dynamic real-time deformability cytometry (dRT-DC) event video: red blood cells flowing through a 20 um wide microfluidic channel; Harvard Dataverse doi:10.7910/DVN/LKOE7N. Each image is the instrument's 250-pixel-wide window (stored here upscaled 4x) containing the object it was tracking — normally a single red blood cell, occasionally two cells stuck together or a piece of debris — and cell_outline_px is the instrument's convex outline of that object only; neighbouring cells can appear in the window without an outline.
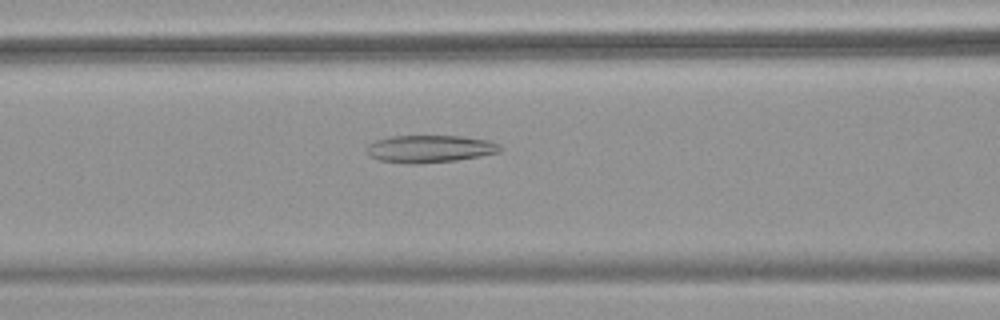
{"species": "common noctule bat (a hibernating species)", "species_latin": "Nyctalus noctula", "temperature_condition": "warm", "stored_images_in_passage": 53, "camera_frame_rate_fps": 3000, "um_per_image_px": 0.085, "animal": {"sex": "female", "body_mass_g": 18.4}, "frame": {"image": 1, "passage_image": 22, "time_ms": 7.0, "image_size_px": [1000, 320], "cell_outline_px": [[504, 148], [500, 152], [480, 156], [456, 160], [416, 164], [412, 164], [380, 160], [368, 156], [364, 148], [368, 144], [376, 140], [392, 136], [464, 136], [492, 140], [500, 144]], "centroid_in_image_um": [36.56, 12.64], "position_along_channel_um": 130.0, "area_um2": 21.62}}
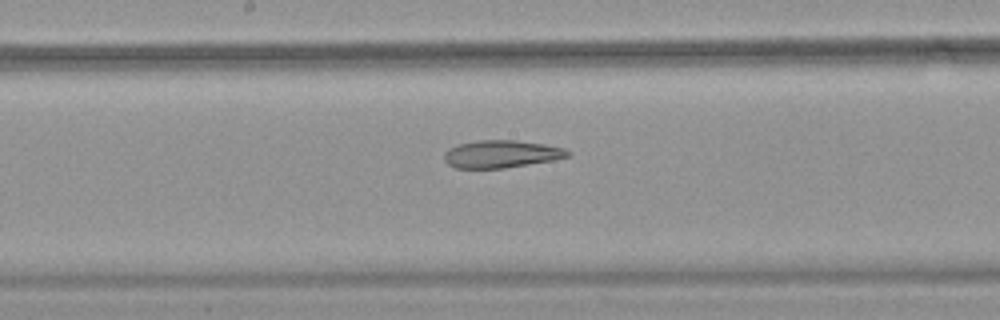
{"frame": {"image": 2, "passage_image": 28, "time_ms": 9.0, "image_size_px": [1000, 320], "cell_outline_px": [[572, 156], [552, 160], [504, 168], [456, 168], [448, 164], [444, 160], [444, 152], [448, 148], [456, 144], [480, 140], [516, 140], [544, 144], [564, 148], [572, 152]], "centroid_in_image_um": [42.61, 13.08], "position_along_channel_um": 205.6, "area_um2": 19.94}}
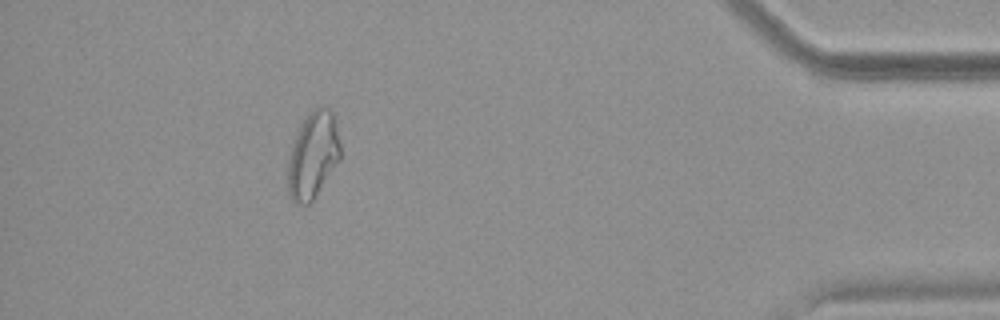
{"frame": {"image": 3, "passage_image": 48, "time_ms": 15.667, "image_size_px": [1000, 320], "cell_outline_px": [[340, 160], [312, 200], [308, 204], [296, 204], [292, 200], [288, 192], [288, 156], [300, 124], [308, 112], [320, 104], [324, 104], [332, 112], [336, 124], [340, 144]], "centroid_in_image_um": [26.6, 13.15], "position_along_channel_um": 408.6, "area_um2": 26.59}, "authors_computed_cell_mechanics": {"area_um2": 25.721, "velocity_mm_per_s": 3.7899, "shape_relaxation_time_tau1_ms": null, "shape_relaxation_time_tau2_ms": 4.3037, "deformation_change_tau1": null, "deformation_change_tau2": 0.1514}}